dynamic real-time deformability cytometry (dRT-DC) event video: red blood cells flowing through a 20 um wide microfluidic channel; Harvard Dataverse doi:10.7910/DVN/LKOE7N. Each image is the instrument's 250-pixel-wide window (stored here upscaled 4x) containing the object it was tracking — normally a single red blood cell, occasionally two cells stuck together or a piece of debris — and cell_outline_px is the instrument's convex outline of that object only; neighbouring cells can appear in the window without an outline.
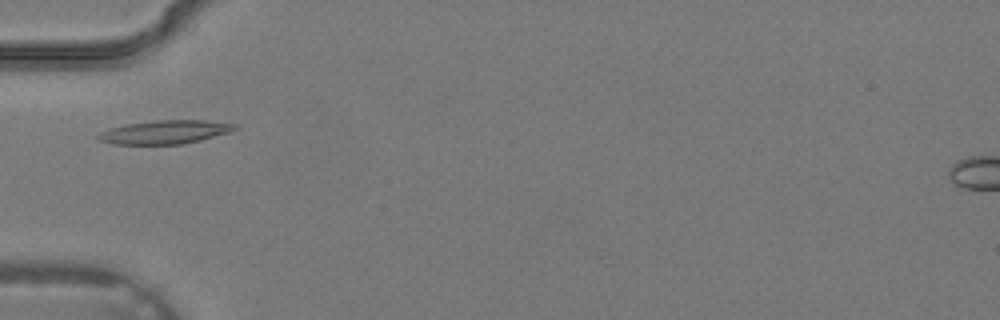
{"species": "common noctule bat (a hibernating species)", "species_latin": "Nyctalus noctula", "temperature_condition": "warm", "stored_images_in_passage": 2, "camera_frame_rate_fps": 3000, "um_per_image_px": 0.085, "animal": {"sex": "male", "body_mass_g": 19.2, "forearm_length_mm": 51.8}, "frame": {"image": 1, "passage_image": 2, "time_ms": 0.333, "image_size_px": [1000, 320], "cell_outline_px": [[236, 128], [228, 132], [200, 140], [180, 144], [112, 144], [100, 140], [96, 136], [100, 132], [124, 124], [156, 120], [204, 120], [236, 124]], "centroid_in_image_um": [13.98, 11.22], "position_along_channel_um": 71.0, "area_um2": 18.5}}